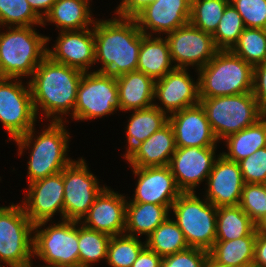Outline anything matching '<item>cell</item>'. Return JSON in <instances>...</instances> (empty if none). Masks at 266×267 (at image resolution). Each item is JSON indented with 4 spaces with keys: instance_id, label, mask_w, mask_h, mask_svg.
I'll return each instance as SVG.
<instances>
[{
    "instance_id": "cell-1",
    "label": "cell",
    "mask_w": 266,
    "mask_h": 267,
    "mask_svg": "<svg viewBox=\"0 0 266 267\" xmlns=\"http://www.w3.org/2000/svg\"><path fill=\"white\" fill-rule=\"evenodd\" d=\"M83 73L77 68L56 63L48 56L41 61L28 79L34 110L40 122L73 123L69 117L74 112Z\"/></svg>"
},
{
    "instance_id": "cell-2",
    "label": "cell",
    "mask_w": 266,
    "mask_h": 267,
    "mask_svg": "<svg viewBox=\"0 0 266 267\" xmlns=\"http://www.w3.org/2000/svg\"><path fill=\"white\" fill-rule=\"evenodd\" d=\"M40 123L42 124L38 123L28 133L12 141L16 144V151L18 150L17 157L21 158L28 153L27 184L62 172L75 159L74 156H69L73 136L67 129L68 123Z\"/></svg>"
},
{
    "instance_id": "cell-3",
    "label": "cell",
    "mask_w": 266,
    "mask_h": 267,
    "mask_svg": "<svg viewBox=\"0 0 266 267\" xmlns=\"http://www.w3.org/2000/svg\"><path fill=\"white\" fill-rule=\"evenodd\" d=\"M93 34L94 71L117 77L137 70L142 32L134 18H123L114 14H111V18H97L93 25Z\"/></svg>"
},
{
    "instance_id": "cell-4",
    "label": "cell",
    "mask_w": 266,
    "mask_h": 267,
    "mask_svg": "<svg viewBox=\"0 0 266 267\" xmlns=\"http://www.w3.org/2000/svg\"><path fill=\"white\" fill-rule=\"evenodd\" d=\"M37 27L0 28V77L28 80L47 56V36Z\"/></svg>"
},
{
    "instance_id": "cell-5",
    "label": "cell",
    "mask_w": 266,
    "mask_h": 267,
    "mask_svg": "<svg viewBox=\"0 0 266 267\" xmlns=\"http://www.w3.org/2000/svg\"><path fill=\"white\" fill-rule=\"evenodd\" d=\"M254 67L231 50H219L197 70L199 98L207 99L252 92Z\"/></svg>"
},
{
    "instance_id": "cell-6",
    "label": "cell",
    "mask_w": 266,
    "mask_h": 267,
    "mask_svg": "<svg viewBox=\"0 0 266 267\" xmlns=\"http://www.w3.org/2000/svg\"><path fill=\"white\" fill-rule=\"evenodd\" d=\"M170 216L183 232L189 247L206 251L213 247L216 241L217 207L202 194L182 193L172 204Z\"/></svg>"
},
{
    "instance_id": "cell-7",
    "label": "cell",
    "mask_w": 266,
    "mask_h": 267,
    "mask_svg": "<svg viewBox=\"0 0 266 267\" xmlns=\"http://www.w3.org/2000/svg\"><path fill=\"white\" fill-rule=\"evenodd\" d=\"M199 103L219 143L263 117L252 92L200 99Z\"/></svg>"
},
{
    "instance_id": "cell-8",
    "label": "cell",
    "mask_w": 266,
    "mask_h": 267,
    "mask_svg": "<svg viewBox=\"0 0 266 267\" xmlns=\"http://www.w3.org/2000/svg\"><path fill=\"white\" fill-rule=\"evenodd\" d=\"M33 227L20 202L0 204V265L30 267L33 262Z\"/></svg>"
},
{
    "instance_id": "cell-9",
    "label": "cell",
    "mask_w": 266,
    "mask_h": 267,
    "mask_svg": "<svg viewBox=\"0 0 266 267\" xmlns=\"http://www.w3.org/2000/svg\"><path fill=\"white\" fill-rule=\"evenodd\" d=\"M33 260L44 264L79 265L78 222L55 220L35 224Z\"/></svg>"
},
{
    "instance_id": "cell-10",
    "label": "cell",
    "mask_w": 266,
    "mask_h": 267,
    "mask_svg": "<svg viewBox=\"0 0 266 267\" xmlns=\"http://www.w3.org/2000/svg\"><path fill=\"white\" fill-rule=\"evenodd\" d=\"M120 115L116 77L103 72H84L77 88L73 122H93L114 114Z\"/></svg>"
},
{
    "instance_id": "cell-11",
    "label": "cell",
    "mask_w": 266,
    "mask_h": 267,
    "mask_svg": "<svg viewBox=\"0 0 266 267\" xmlns=\"http://www.w3.org/2000/svg\"><path fill=\"white\" fill-rule=\"evenodd\" d=\"M0 123L7 134L5 143H12L40 123L28 80L0 77Z\"/></svg>"
},
{
    "instance_id": "cell-12",
    "label": "cell",
    "mask_w": 266,
    "mask_h": 267,
    "mask_svg": "<svg viewBox=\"0 0 266 267\" xmlns=\"http://www.w3.org/2000/svg\"><path fill=\"white\" fill-rule=\"evenodd\" d=\"M98 177L83 156L74 159L63 170L64 220L80 222L87 214L96 197L107 186Z\"/></svg>"
},
{
    "instance_id": "cell-13",
    "label": "cell",
    "mask_w": 266,
    "mask_h": 267,
    "mask_svg": "<svg viewBox=\"0 0 266 267\" xmlns=\"http://www.w3.org/2000/svg\"><path fill=\"white\" fill-rule=\"evenodd\" d=\"M165 38L175 68L199 70L219 51L212 34L196 28L190 22L167 34Z\"/></svg>"
},
{
    "instance_id": "cell-14",
    "label": "cell",
    "mask_w": 266,
    "mask_h": 267,
    "mask_svg": "<svg viewBox=\"0 0 266 267\" xmlns=\"http://www.w3.org/2000/svg\"><path fill=\"white\" fill-rule=\"evenodd\" d=\"M26 187L20 202L34 225L43 221H55L56 215L59 216L57 221L64 220L63 171L28 183Z\"/></svg>"
},
{
    "instance_id": "cell-15",
    "label": "cell",
    "mask_w": 266,
    "mask_h": 267,
    "mask_svg": "<svg viewBox=\"0 0 266 267\" xmlns=\"http://www.w3.org/2000/svg\"><path fill=\"white\" fill-rule=\"evenodd\" d=\"M217 149L218 147L176 148L168 166L182 193L198 192L201 184L205 186L213 164L220 155Z\"/></svg>"
},
{
    "instance_id": "cell-16",
    "label": "cell",
    "mask_w": 266,
    "mask_h": 267,
    "mask_svg": "<svg viewBox=\"0 0 266 267\" xmlns=\"http://www.w3.org/2000/svg\"><path fill=\"white\" fill-rule=\"evenodd\" d=\"M190 70L192 69L174 68L164 77L155 80L153 105L168 116L200 102L198 73L197 70ZM194 71V76L197 77L193 76Z\"/></svg>"
},
{
    "instance_id": "cell-17",
    "label": "cell",
    "mask_w": 266,
    "mask_h": 267,
    "mask_svg": "<svg viewBox=\"0 0 266 267\" xmlns=\"http://www.w3.org/2000/svg\"><path fill=\"white\" fill-rule=\"evenodd\" d=\"M57 34L54 41L52 36H47V56L56 63L74 67L83 72L94 71L93 27L83 30L59 31ZM50 43L52 45L49 47Z\"/></svg>"
},
{
    "instance_id": "cell-18",
    "label": "cell",
    "mask_w": 266,
    "mask_h": 267,
    "mask_svg": "<svg viewBox=\"0 0 266 267\" xmlns=\"http://www.w3.org/2000/svg\"><path fill=\"white\" fill-rule=\"evenodd\" d=\"M129 168L135 180V188L131 196L127 194V202L153 203L171 209L182 194L169 166Z\"/></svg>"
},
{
    "instance_id": "cell-19",
    "label": "cell",
    "mask_w": 266,
    "mask_h": 267,
    "mask_svg": "<svg viewBox=\"0 0 266 267\" xmlns=\"http://www.w3.org/2000/svg\"><path fill=\"white\" fill-rule=\"evenodd\" d=\"M191 0H156L135 17L138 28L147 36H162L190 20Z\"/></svg>"
},
{
    "instance_id": "cell-20",
    "label": "cell",
    "mask_w": 266,
    "mask_h": 267,
    "mask_svg": "<svg viewBox=\"0 0 266 267\" xmlns=\"http://www.w3.org/2000/svg\"><path fill=\"white\" fill-rule=\"evenodd\" d=\"M239 163L226 159L220 154L207 178L202 194L215 207L237 206L240 204L244 186ZM204 189V191H203Z\"/></svg>"
},
{
    "instance_id": "cell-21",
    "label": "cell",
    "mask_w": 266,
    "mask_h": 267,
    "mask_svg": "<svg viewBox=\"0 0 266 267\" xmlns=\"http://www.w3.org/2000/svg\"><path fill=\"white\" fill-rule=\"evenodd\" d=\"M127 194L106 186L79 222L83 226L110 236L125 233Z\"/></svg>"
},
{
    "instance_id": "cell-22",
    "label": "cell",
    "mask_w": 266,
    "mask_h": 267,
    "mask_svg": "<svg viewBox=\"0 0 266 267\" xmlns=\"http://www.w3.org/2000/svg\"><path fill=\"white\" fill-rule=\"evenodd\" d=\"M169 123L176 147H220L200 103L169 115Z\"/></svg>"
},
{
    "instance_id": "cell-23",
    "label": "cell",
    "mask_w": 266,
    "mask_h": 267,
    "mask_svg": "<svg viewBox=\"0 0 266 267\" xmlns=\"http://www.w3.org/2000/svg\"><path fill=\"white\" fill-rule=\"evenodd\" d=\"M176 148L174 130L168 122L136 146L123 161L128 167L168 166Z\"/></svg>"
},
{
    "instance_id": "cell-24",
    "label": "cell",
    "mask_w": 266,
    "mask_h": 267,
    "mask_svg": "<svg viewBox=\"0 0 266 267\" xmlns=\"http://www.w3.org/2000/svg\"><path fill=\"white\" fill-rule=\"evenodd\" d=\"M93 0H57L42 20V28L54 25L55 31L83 30L93 27Z\"/></svg>"
},
{
    "instance_id": "cell-25",
    "label": "cell",
    "mask_w": 266,
    "mask_h": 267,
    "mask_svg": "<svg viewBox=\"0 0 266 267\" xmlns=\"http://www.w3.org/2000/svg\"><path fill=\"white\" fill-rule=\"evenodd\" d=\"M120 112L145 109L153 106L155 80L140 72L131 71L116 77Z\"/></svg>"
},
{
    "instance_id": "cell-26",
    "label": "cell",
    "mask_w": 266,
    "mask_h": 267,
    "mask_svg": "<svg viewBox=\"0 0 266 267\" xmlns=\"http://www.w3.org/2000/svg\"><path fill=\"white\" fill-rule=\"evenodd\" d=\"M127 124L124 125L125 152L121 153L124 159L136 146L144 142L149 136L160 130L169 122V116L154 105L139 110L125 112ZM131 113V114H130ZM128 117V118H127Z\"/></svg>"
},
{
    "instance_id": "cell-27",
    "label": "cell",
    "mask_w": 266,
    "mask_h": 267,
    "mask_svg": "<svg viewBox=\"0 0 266 267\" xmlns=\"http://www.w3.org/2000/svg\"><path fill=\"white\" fill-rule=\"evenodd\" d=\"M174 68L168 40L162 36H147L142 33L137 71L157 80Z\"/></svg>"
},
{
    "instance_id": "cell-28",
    "label": "cell",
    "mask_w": 266,
    "mask_h": 267,
    "mask_svg": "<svg viewBox=\"0 0 266 267\" xmlns=\"http://www.w3.org/2000/svg\"><path fill=\"white\" fill-rule=\"evenodd\" d=\"M169 216L165 205L127 202L124 234L145 240Z\"/></svg>"
},
{
    "instance_id": "cell-29",
    "label": "cell",
    "mask_w": 266,
    "mask_h": 267,
    "mask_svg": "<svg viewBox=\"0 0 266 267\" xmlns=\"http://www.w3.org/2000/svg\"><path fill=\"white\" fill-rule=\"evenodd\" d=\"M220 144L226 148L220 147L223 149L220 154L238 163L258 149L266 147V120L262 117L255 124L228 136Z\"/></svg>"
},
{
    "instance_id": "cell-30",
    "label": "cell",
    "mask_w": 266,
    "mask_h": 267,
    "mask_svg": "<svg viewBox=\"0 0 266 267\" xmlns=\"http://www.w3.org/2000/svg\"><path fill=\"white\" fill-rule=\"evenodd\" d=\"M256 229L249 235L235 240L215 241L209 256L217 263L230 267H252Z\"/></svg>"
},
{
    "instance_id": "cell-31",
    "label": "cell",
    "mask_w": 266,
    "mask_h": 267,
    "mask_svg": "<svg viewBox=\"0 0 266 267\" xmlns=\"http://www.w3.org/2000/svg\"><path fill=\"white\" fill-rule=\"evenodd\" d=\"M255 229V223L239 205L217 208L216 241H229L249 236Z\"/></svg>"
},
{
    "instance_id": "cell-32",
    "label": "cell",
    "mask_w": 266,
    "mask_h": 267,
    "mask_svg": "<svg viewBox=\"0 0 266 267\" xmlns=\"http://www.w3.org/2000/svg\"><path fill=\"white\" fill-rule=\"evenodd\" d=\"M145 243L162 258L189 248L183 232L171 216L145 239Z\"/></svg>"
},
{
    "instance_id": "cell-33",
    "label": "cell",
    "mask_w": 266,
    "mask_h": 267,
    "mask_svg": "<svg viewBox=\"0 0 266 267\" xmlns=\"http://www.w3.org/2000/svg\"><path fill=\"white\" fill-rule=\"evenodd\" d=\"M110 238V235L91 230L78 222L79 265L94 267L100 261L106 263Z\"/></svg>"
},
{
    "instance_id": "cell-34",
    "label": "cell",
    "mask_w": 266,
    "mask_h": 267,
    "mask_svg": "<svg viewBox=\"0 0 266 267\" xmlns=\"http://www.w3.org/2000/svg\"><path fill=\"white\" fill-rule=\"evenodd\" d=\"M145 246L142 238L126 234L111 236L105 264L109 267H131Z\"/></svg>"
},
{
    "instance_id": "cell-35",
    "label": "cell",
    "mask_w": 266,
    "mask_h": 267,
    "mask_svg": "<svg viewBox=\"0 0 266 267\" xmlns=\"http://www.w3.org/2000/svg\"><path fill=\"white\" fill-rule=\"evenodd\" d=\"M231 51L253 67L266 61V29L245 28Z\"/></svg>"
},
{
    "instance_id": "cell-36",
    "label": "cell",
    "mask_w": 266,
    "mask_h": 267,
    "mask_svg": "<svg viewBox=\"0 0 266 267\" xmlns=\"http://www.w3.org/2000/svg\"><path fill=\"white\" fill-rule=\"evenodd\" d=\"M229 3V0H191L189 22L196 28L213 34Z\"/></svg>"
},
{
    "instance_id": "cell-37",
    "label": "cell",
    "mask_w": 266,
    "mask_h": 267,
    "mask_svg": "<svg viewBox=\"0 0 266 267\" xmlns=\"http://www.w3.org/2000/svg\"><path fill=\"white\" fill-rule=\"evenodd\" d=\"M245 25L237 9L229 3L221 17L217 29L212 34L215 45L219 50H231L238 42Z\"/></svg>"
},
{
    "instance_id": "cell-38",
    "label": "cell",
    "mask_w": 266,
    "mask_h": 267,
    "mask_svg": "<svg viewBox=\"0 0 266 267\" xmlns=\"http://www.w3.org/2000/svg\"><path fill=\"white\" fill-rule=\"evenodd\" d=\"M0 26H42L27 0H0Z\"/></svg>"
},
{
    "instance_id": "cell-39",
    "label": "cell",
    "mask_w": 266,
    "mask_h": 267,
    "mask_svg": "<svg viewBox=\"0 0 266 267\" xmlns=\"http://www.w3.org/2000/svg\"><path fill=\"white\" fill-rule=\"evenodd\" d=\"M239 206L256 224L266 215V184L245 183Z\"/></svg>"
},
{
    "instance_id": "cell-40",
    "label": "cell",
    "mask_w": 266,
    "mask_h": 267,
    "mask_svg": "<svg viewBox=\"0 0 266 267\" xmlns=\"http://www.w3.org/2000/svg\"><path fill=\"white\" fill-rule=\"evenodd\" d=\"M241 15L245 28L266 29V0H229Z\"/></svg>"
},
{
    "instance_id": "cell-41",
    "label": "cell",
    "mask_w": 266,
    "mask_h": 267,
    "mask_svg": "<svg viewBox=\"0 0 266 267\" xmlns=\"http://www.w3.org/2000/svg\"><path fill=\"white\" fill-rule=\"evenodd\" d=\"M238 163L244 183L266 184V147Z\"/></svg>"
},
{
    "instance_id": "cell-42",
    "label": "cell",
    "mask_w": 266,
    "mask_h": 267,
    "mask_svg": "<svg viewBox=\"0 0 266 267\" xmlns=\"http://www.w3.org/2000/svg\"><path fill=\"white\" fill-rule=\"evenodd\" d=\"M209 251L189 247L162 258L161 267H205Z\"/></svg>"
},
{
    "instance_id": "cell-43",
    "label": "cell",
    "mask_w": 266,
    "mask_h": 267,
    "mask_svg": "<svg viewBox=\"0 0 266 267\" xmlns=\"http://www.w3.org/2000/svg\"><path fill=\"white\" fill-rule=\"evenodd\" d=\"M252 94L259 107L264 110L266 108V61L254 66Z\"/></svg>"
},
{
    "instance_id": "cell-44",
    "label": "cell",
    "mask_w": 266,
    "mask_h": 267,
    "mask_svg": "<svg viewBox=\"0 0 266 267\" xmlns=\"http://www.w3.org/2000/svg\"><path fill=\"white\" fill-rule=\"evenodd\" d=\"M156 0H119V4L113 7L114 15L123 18H134L139 12H141L149 4L154 3Z\"/></svg>"
},
{
    "instance_id": "cell-45",
    "label": "cell",
    "mask_w": 266,
    "mask_h": 267,
    "mask_svg": "<svg viewBox=\"0 0 266 267\" xmlns=\"http://www.w3.org/2000/svg\"><path fill=\"white\" fill-rule=\"evenodd\" d=\"M162 257L145 246L131 267H161Z\"/></svg>"
},
{
    "instance_id": "cell-46",
    "label": "cell",
    "mask_w": 266,
    "mask_h": 267,
    "mask_svg": "<svg viewBox=\"0 0 266 267\" xmlns=\"http://www.w3.org/2000/svg\"><path fill=\"white\" fill-rule=\"evenodd\" d=\"M252 267H266V235L257 234Z\"/></svg>"
},
{
    "instance_id": "cell-47",
    "label": "cell",
    "mask_w": 266,
    "mask_h": 267,
    "mask_svg": "<svg viewBox=\"0 0 266 267\" xmlns=\"http://www.w3.org/2000/svg\"><path fill=\"white\" fill-rule=\"evenodd\" d=\"M34 12L43 20L57 0H27Z\"/></svg>"
},
{
    "instance_id": "cell-48",
    "label": "cell",
    "mask_w": 266,
    "mask_h": 267,
    "mask_svg": "<svg viewBox=\"0 0 266 267\" xmlns=\"http://www.w3.org/2000/svg\"><path fill=\"white\" fill-rule=\"evenodd\" d=\"M256 232L257 234L266 235V215L261 218L256 224Z\"/></svg>"
},
{
    "instance_id": "cell-49",
    "label": "cell",
    "mask_w": 266,
    "mask_h": 267,
    "mask_svg": "<svg viewBox=\"0 0 266 267\" xmlns=\"http://www.w3.org/2000/svg\"><path fill=\"white\" fill-rule=\"evenodd\" d=\"M36 263L38 265H36ZM35 264V265H34ZM30 267H81L80 265H57V264H44V263H38L34 261L30 264Z\"/></svg>"
},
{
    "instance_id": "cell-50",
    "label": "cell",
    "mask_w": 266,
    "mask_h": 267,
    "mask_svg": "<svg viewBox=\"0 0 266 267\" xmlns=\"http://www.w3.org/2000/svg\"><path fill=\"white\" fill-rule=\"evenodd\" d=\"M205 267H230L215 262L210 256L208 257Z\"/></svg>"
},
{
    "instance_id": "cell-51",
    "label": "cell",
    "mask_w": 266,
    "mask_h": 267,
    "mask_svg": "<svg viewBox=\"0 0 266 267\" xmlns=\"http://www.w3.org/2000/svg\"><path fill=\"white\" fill-rule=\"evenodd\" d=\"M263 118L266 120V108L263 110Z\"/></svg>"
}]
</instances>
